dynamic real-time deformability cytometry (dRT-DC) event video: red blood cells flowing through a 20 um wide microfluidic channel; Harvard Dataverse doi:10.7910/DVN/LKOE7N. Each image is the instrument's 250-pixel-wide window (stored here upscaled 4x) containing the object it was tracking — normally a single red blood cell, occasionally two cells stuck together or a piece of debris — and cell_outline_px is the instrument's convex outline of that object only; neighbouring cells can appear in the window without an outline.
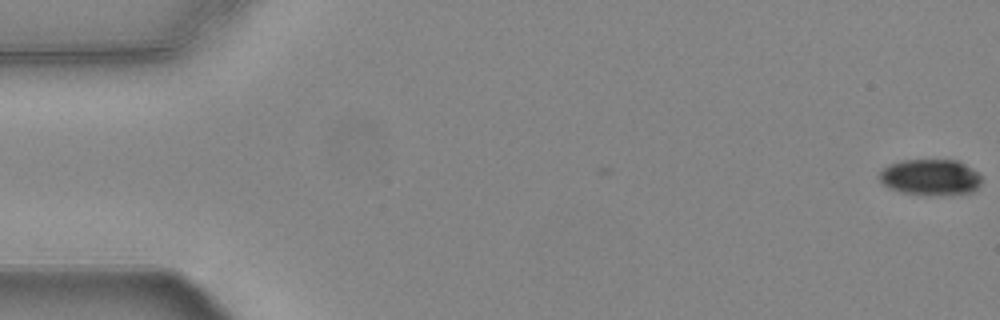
{"species": "common noctule bat (a hibernating species)", "species_latin": "Nyctalus noctula", "temperature_condition": "warm", "stored_images_in_passage": 5, "camera_frame_rate_fps": 3000, "um_per_image_px": 0.085, "animal": {"sex": "female", "body_mass_g": 24.6, "forearm_length_mm": 56.2}, "frame": {"image": 1, "passage_image": 1, "time_ms": 0.0, "image_size_px": [1000, 320], "cell_outline_px": [[980, 184], [972, 192], [948, 196], [932, 196], [904, 192], [888, 188], [880, 180], [880, 172], [888, 164], [904, 160], [956, 160], [972, 168], [980, 176]], "centroid_in_image_um": [79.09, 15.08], "position_along_channel_um": 5.9, "area_um2": 21.56}}